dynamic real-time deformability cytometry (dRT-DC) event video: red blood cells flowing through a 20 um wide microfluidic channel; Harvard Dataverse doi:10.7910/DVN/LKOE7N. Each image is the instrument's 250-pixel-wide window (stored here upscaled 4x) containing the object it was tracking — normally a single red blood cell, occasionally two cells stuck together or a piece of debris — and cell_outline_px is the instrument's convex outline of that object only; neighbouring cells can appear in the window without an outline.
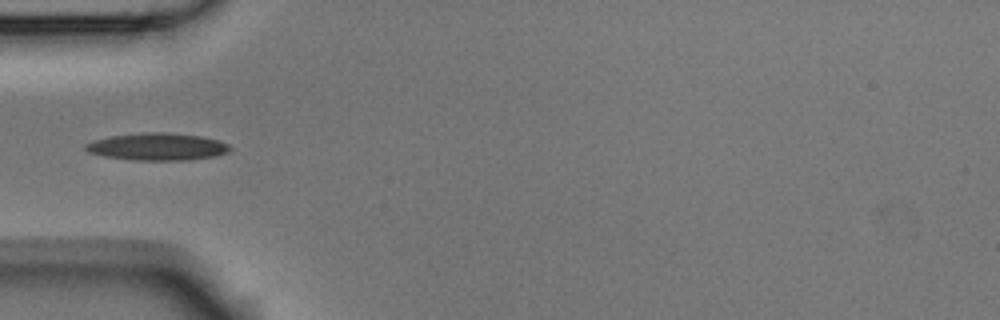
{"species": "Egyptian fruit bat (a non-hibernating species)", "species_latin": "Rousettus aegyptiacus", "temperature_condition": "room temperature", "stored_images_in_passage": 8, "camera_frame_rate_fps": 3000, "um_per_image_px": 0.085, "animal": {"sex": "male"}, "frame": {"image": 1, "passage_image": 5, "time_ms": 1.333, "image_size_px": [1000, 320], "cell_outline_px": [[232, 148], [228, 152], [216, 156], [188, 160], [132, 160], [104, 156], [88, 152], [84, 148], [84, 144], [92, 140], [112, 136], [148, 132], [168, 132], [200, 136], [220, 140], [228, 144]], "centroid_in_image_um": [13.39, 12.47], "position_along_channel_um": 71.6, "area_um2": 23.06}}
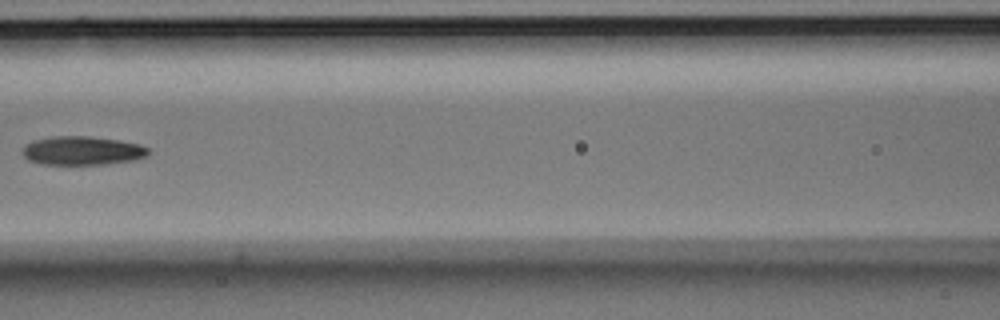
{"frame": {"image": 2, "passage_image": 7, "time_ms": 2.0, "image_size_px": [1000, 320], "cell_outline_px": [[148, 152], [144, 156], [136, 160], [108, 164], [40, 164], [28, 160], [24, 156], [24, 144], [32, 140], [52, 136], [88, 136], [120, 140], [140, 144], [148, 148]], "centroid_in_image_um": [6.98, 12.8], "position_along_channel_um": 159.6, "area_um2": 21.15}}
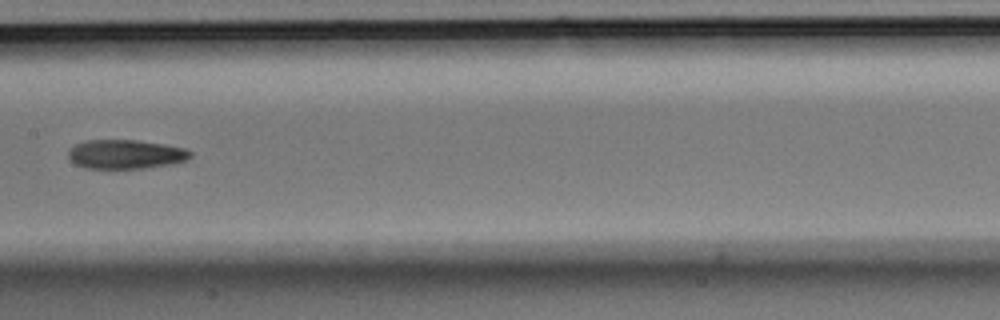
{"frame": {"image": 3, "passage_image": 8, "time_ms": 2.333, "image_size_px": [1000, 320], "cell_outline_px": [[192, 156], [188, 160], [172, 164], [144, 168], [84, 168], [76, 164], [68, 156], [68, 152], [76, 144], [88, 140], [136, 140], [164, 144], [184, 148], [192, 152]], "centroid_in_image_um": [10.72, 13.11], "position_along_channel_um": 196.7, "area_um2": 20.63}}